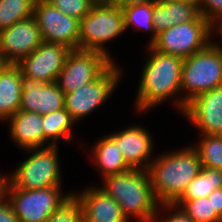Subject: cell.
Returning <instances> with one entry per match:
<instances>
[{
    "label": "cell",
    "instance_id": "1",
    "mask_svg": "<svg viewBox=\"0 0 222 222\" xmlns=\"http://www.w3.org/2000/svg\"><path fill=\"white\" fill-rule=\"evenodd\" d=\"M149 56L145 61L138 93L136 110L147 112L168 98H176L174 104L182 112L181 73L183 59L178 56L165 54L148 46ZM174 96V97H173Z\"/></svg>",
    "mask_w": 222,
    "mask_h": 222
},
{
    "label": "cell",
    "instance_id": "2",
    "mask_svg": "<svg viewBox=\"0 0 222 222\" xmlns=\"http://www.w3.org/2000/svg\"><path fill=\"white\" fill-rule=\"evenodd\" d=\"M201 168L199 155L193 146L154 157L148 171L156 201L159 204L175 203Z\"/></svg>",
    "mask_w": 222,
    "mask_h": 222
},
{
    "label": "cell",
    "instance_id": "3",
    "mask_svg": "<svg viewBox=\"0 0 222 222\" xmlns=\"http://www.w3.org/2000/svg\"><path fill=\"white\" fill-rule=\"evenodd\" d=\"M102 179L104 186L99 188L118 202L128 221L134 217L140 222H153L157 209L164 210L155 199L148 170L129 169Z\"/></svg>",
    "mask_w": 222,
    "mask_h": 222
},
{
    "label": "cell",
    "instance_id": "4",
    "mask_svg": "<svg viewBox=\"0 0 222 222\" xmlns=\"http://www.w3.org/2000/svg\"><path fill=\"white\" fill-rule=\"evenodd\" d=\"M216 43L212 41L204 50L183 59L182 113L196 96L222 86V45Z\"/></svg>",
    "mask_w": 222,
    "mask_h": 222
},
{
    "label": "cell",
    "instance_id": "5",
    "mask_svg": "<svg viewBox=\"0 0 222 222\" xmlns=\"http://www.w3.org/2000/svg\"><path fill=\"white\" fill-rule=\"evenodd\" d=\"M58 146L26 149L32 154L8 177L5 188L38 190L61 185ZM34 151V152H33Z\"/></svg>",
    "mask_w": 222,
    "mask_h": 222
},
{
    "label": "cell",
    "instance_id": "6",
    "mask_svg": "<svg viewBox=\"0 0 222 222\" xmlns=\"http://www.w3.org/2000/svg\"><path fill=\"white\" fill-rule=\"evenodd\" d=\"M126 31L122 9L112 3L95 4L80 20L79 49L97 51L110 58L104 47L106 42Z\"/></svg>",
    "mask_w": 222,
    "mask_h": 222
},
{
    "label": "cell",
    "instance_id": "7",
    "mask_svg": "<svg viewBox=\"0 0 222 222\" xmlns=\"http://www.w3.org/2000/svg\"><path fill=\"white\" fill-rule=\"evenodd\" d=\"M213 28L200 14L194 21L176 24L161 32L151 46L159 52L185 59L212 42Z\"/></svg>",
    "mask_w": 222,
    "mask_h": 222
},
{
    "label": "cell",
    "instance_id": "8",
    "mask_svg": "<svg viewBox=\"0 0 222 222\" xmlns=\"http://www.w3.org/2000/svg\"><path fill=\"white\" fill-rule=\"evenodd\" d=\"M61 186L38 190L5 188L9 200L20 222H44L72 194H63Z\"/></svg>",
    "mask_w": 222,
    "mask_h": 222
},
{
    "label": "cell",
    "instance_id": "9",
    "mask_svg": "<svg viewBox=\"0 0 222 222\" xmlns=\"http://www.w3.org/2000/svg\"><path fill=\"white\" fill-rule=\"evenodd\" d=\"M121 69L112 62L95 80L65 94V109L75 122L108 100L120 82Z\"/></svg>",
    "mask_w": 222,
    "mask_h": 222
},
{
    "label": "cell",
    "instance_id": "10",
    "mask_svg": "<svg viewBox=\"0 0 222 222\" xmlns=\"http://www.w3.org/2000/svg\"><path fill=\"white\" fill-rule=\"evenodd\" d=\"M111 63L107 56L97 51L71 50L56 83L64 94L71 93L95 80Z\"/></svg>",
    "mask_w": 222,
    "mask_h": 222
},
{
    "label": "cell",
    "instance_id": "11",
    "mask_svg": "<svg viewBox=\"0 0 222 222\" xmlns=\"http://www.w3.org/2000/svg\"><path fill=\"white\" fill-rule=\"evenodd\" d=\"M34 17L43 41L79 49L80 20L62 13L47 0H36Z\"/></svg>",
    "mask_w": 222,
    "mask_h": 222
},
{
    "label": "cell",
    "instance_id": "12",
    "mask_svg": "<svg viewBox=\"0 0 222 222\" xmlns=\"http://www.w3.org/2000/svg\"><path fill=\"white\" fill-rule=\"evenodd\" d=\"M43 42L34 16L18 21L0 31V58L6 64H17L33 53Z\"/></svg>",
    "mask_w": 222,
    "mask_h": 222
},
{
    "label": "cell",
    "instance_id": "13",
    "mask_svg": "<svg viewBox=\"0 0 222 222\" xmlns=\"http://www.w3.org/2000/svg\"><path fill=\"white\" fill-rule=\"evenodd\" d=\"M71 49L43 41L39 47L16 65L21 74L43 83L56 82Z\"/></svg>",
    "mask_w": 222,
    "mask_h": 222
},
{
    "label": "cell",
    "instance_id": "14",
    "mask_svg": "<svg viewBox=\"0 0 222 222\" xmlns=\"http://www.w3.org/2000/svg\"><path fill=\"white\" fill-rule=\"evenodd\" d=\"M202 135H222V86L202 93L183 112Z\"/></svg>",
    "mask_w": 222,
    "mask_h": 222
},
{
    "label": "cell",
    "instance_id": "15",
    "mask_svg": "<svg viewBox=\"0 0 222 222\" xmlns=\"http://www.w3.org/2000/svg\"><path fill=\"white\" fill-rule=\"evenodd\" d=\"M119 148L125 163L131 169L148 170L153 151V140L150 133L143 126H131L119 133L107 135ZM151 159V160H150Z\"/></svg>",
    "mask_w": 222,
    "mask_h": 222
},
{
    "label": "cell",
    "instance_id": "16",
    "mask_svg": "<svg viewBox=\"0 0 222 222\" xmlns=\"http://www.w3.org/2000/svg\"><path fill=\"white\" fill-rule=\"evenodd\" d=\"M19 110L46 115L65 108V94L56 82L43 83L21 74Z\"/></svg>",
    "mask_w": 222,
    "mask_h": 222
},
{
    "label": "cell",
    "instance_id": "17",
    "mask_svg": "<svg viewBox=\"0 0 222 222\" xmlns=\"http://www.w3.org/2000/svg\"><path fill=\"white\" fill-rule=\"evenodd\" d=\"M73 194L81 202L83 222H130L118 202L97 186Z\"/></svg>",
    "mask_w": 222,
    "mask_h": 222
},
{
    "label": "cell",
    "instance_id": "18",
    "mask_svg": "<svg viewBox=\"0 0 222 222\" xmlns=\"http://www.w3.org/2000/svg\"><path fill=\"white\" fill-rule=\"evenodd\" d=\"M199 15L197 0L157 1L152 3L153 27L156 35L176 24L194 21Z\"/></svg>",
    "mask_w": 222,
    "mask_h": 222
},
{
    "label": "cell",
    "instance_id": "19",
    "mask_svg": "<svg viewBox=\"0 0 222 222\" xmlns=\"http://www.w3.org/2000/svg\"><path fill=\"white\" fill-rule=\"evenodd\" d=\"M10 123V137L20 149L44 146L42 115L19 110L7 120Z\"/></svg>",
    "mask_w": 222,
    "mask_h": 222
},
{
    "label": "cell",
    "instance_id": "20",
    "mask_svg": "<svg viewBox=\"0 0 222 222\" xmlns=\"http://www.w3.org/2000/svg\"><path fill=\"white\" fill-rule=\"evenodd\" d=\"M21 71L16 64H5L0 70V120H8L19 111Z\"/></svg>",
    "mask_w": 222,
    "mask_h": 222
},
{
    "label": "cell",
    "instance_id": "21",
    "mask_svg": "<svg viewBox=\"0 0 222 222\" xmlns=\"http://www.w3.org/2000/svg\"><path fill=\"white\" fill-rule=\"evenodd\" d=\"M93 162L101 170V177L123 173L131 169L116 144L106 135L98 140L92 149Z\"/></svg>",
    "mask_w": 222,
    "mask_h": 222
},
{
    "label": "cell",
    "instance_id": "22",
    "mask_svg": "<svg viewBox=\"0 0 222 222\" xmlns=\"http://www.w3.org/2000/svg\"><path fill=\"white\" fill-rule=\"evenodd\" d=\"M75 123L65 108L43 115L44 146H58L59 140L63 139L68 143L72 141L74 134L71 129ZM50 139L51 142L47 143ZM46 143L48 145H45Z\"/></svg>",
    "mask_w": 222,
    "mask_h": 222
},
{
    "label": "cell",
    "instance_id": "23",
    "mask_svg": "<svg viewBox=\"0 0 222 222\" xmlns=\"http://www.w3.org/2000/svg\"><path fill=\"white\" fill-rule=\"evenodd\" d=\"M217 188H222V170L202 166L199 174L190 181L178 200L204 198Z\"/></svg>",
    "mask_w": 222,
    "mask_h": 222
},
{
    "label": "cell",
    "instance_id": "24",
    "mask_svg": "<svg viewBox=\"0 0 222 222\" xmlns=\"http://www.w3.org/2000/svg\"><path fill=\"white\" fill-rule=\"evenodd\" d=\"M36 0H0V31L34 16Z\"/></svg>",
    "mask_w": 222,
    "mask_h": 222
},
{
    "label": "cell",
    "instance_id": "25",
    "mask_svg": "<svg viewBox=\"0 0 222 222\" xmlns=\"http://www.w3.org/2000/svg\"><path fill=\"white\" fill-rule=\"evenodd\" d=\"M124 15L125 29L130 26L138 27L139 30L151 32V38L149 45H151L156 39L157 35L153 27V17H152V2L137 4L122 9ZM135 25V26H134Z\"/></svg>",
    "mask_w": 222,
    "mask_h": 222
},
{
    "label": "cell",
    "instance_id": "26",
    "mask_svg": "<svg viewBox=\"0 0 222 222\" xmlns=\"http://www.w3.org/2000/svg\"><path fill=\"white\" fill-rule=\"evenodd\" d=\"M199 143L193 145L202 166L222 170V135H202Z\"/></svg>",
    "mask_w": 222,
    "mask_h": 222
},
{
    "label": "cell",
    "instance_id": "27",
    "mask_svg": "<svg viewBox=\"0 0 222 222\" xmlns=\"http://www.w3.org/2000/svg\"><path fill=\"white\" fill-rule=\"evenodd\" d=\"M175 204L182 207L194 222H222L211 205V193L204 198L177 200Z\"/></svg>",
    "mask_w": 222,
    "mask_h": 222
},
{
    "label": "cell",
    "instance_id": "28",
    "mask_svg": "<svg viewBox=\"0 0 222 222\" xmlns=\"http://www.w3.org/2000/svg\"><path fill=\"white\" fill-rule=\"evenodd\" d=\"M44 222H83L81 202L72 193Z\"/></svg>",
    "mask_w": 222,
    "mask_h": 222
},
{
    "label": "cell",
    "instance_id": "29",
    "mask_svg": "<svg viewBox=\"0 0 222 222\" xmlns=\"http://www.w3.org/2000/svg\"><path fill=\"white\" fill-rule=\"evenodd\" d=\"M62 13L82 20L95 5L91 0H47Z\"/></svg>",
    "mask_w": 222,
    "mask_h": 222
},
{
    "label": "cell",
    "instance_id": "30",
    "mask_svg": "<svg viewBox=\"0 0 222 222\" xmlns=\"http://www.w3.org/2000/svg\"><path fill=\"white\" fill-rule=\"evenodd\" d=\"M199 13L212 25L222 18V0H197Z\"/></svg>",
    "mask_w": 222,
    "mask_h": 222
},
{
    "label": "cell",
    "instance_id": "31",
    "mask_svg": "<svg viewBox=\"0 0 222 222\" xmlns=\"http://www.w3.org/2000/svg\"><path fill=\"white\" fill-rule=\"evenodd\" d=\"M159 207L165 208L167 211H170L169 215L164 217L165 219L160 222H194L192 218H190L187 213L182 209V207L176 205L175 203H165V204H159ZM159 211L157 209L156 216L153 220V222H159L157 218H159ZM171 214V215H170Z\"/></svg>",
    "mask_w": 222,
    "mask_h": 222
},
{
    "label": "cell",
    "instance_id": "32",
    "mask_svg": "<svg viewBox=\"0 0 222 222\" xmlns=\"http://www.w3.org/2000/svg\"><path fill=\"white\" fill-rule=\"evenodd\" d=\"M0 222H20L5 195L0 197Z\"/></svg>",
    "mask_w": 222,
    "mask_h": 222
},
{
    "label": "cell",
    "instance_id": "33",
    "mask_svg": "<svg viewBox=\"0 0 222 222\" xmlns=\"http://www.w3.org/2000/svg\"><path fill=\"white\" fill-rule=\"evenodd\" d=\"M211 205L216 214L222 219V188H217L211 193Z\"/></svg>",
    "mask_w": 222,
    "mask_h": 222
},
{
    "label": "cell",
    "instance_id": "34",
    "mask_svg": "<svg viewBox=\"0 0 222 222\" xmlns=\"http://www.w3.org/2000/svg\"><path fill=\"white\" fill-rule=\"evenodd\" d=\"M149 2H157V0H110V3L116 5L120 9H123L124 7L137 5V4H144Z\"/></svg>",
    "mask_w": 222,
    "mask_h": 222
},
{
    "label": "cell",
    "instance_id": "35",
    "mask_svg": "<svg viewBox=\"0 0 222 222\" xmlns=\"http://www.w3.org/2000/svg\"><path fill=\"white\" fill-rule=\"evenodd\" d=\"M8 177L1 175L0 173V197L4 196L5 193V186L7 183Z\"/></svg>",
    "mask_w": 222,
    "mask_h": 222
},
{
    "label": "cell",
    "instance_id": "36",
    "mask_svg": "<svg viewBox=\"0 0 222 222\" xmlns=\"http://www.w3.org/2000/svg\"><path fill=\"white\" fill-rule=\"evenodd\" d=\"M213 27H215L213 28V30H216V32L218 31V35L220 34V36L222 37V18L217 21Z\"/></svg>",
    "mask_w": 222,
    "mask_h": 222
},
{
    "label": "cell",
    "instance_id": "37",
    "mask_svg": "<svg viewBox=\"0 0 222 222\" xmlns=\"http://www.w3.org/2000/svg\"><path fill=\"white\" fill-rule=\"evenodd\" d=\"M91 1L95 4H105L110 2V0H91Z\"/></svg>",
    "mask_w": 222,
    "mask_h": 222
},
{
    "label": "cell",
    "instance_id": "38",
    "mask_svg": "<svg viewBox=\"0 0 222 222\" xmlns=\"http://www.w3.org/2000/svg\"><path fill=\"white\" fill-rule=\"evenodd\" d=\"M6 63L0 58V70L2 69V67L5 65Z\"/></svg>",
    "mask_w": 222,
    "mask_h": 222
},
{
    "label": "cell",
    "instance_id": "39",
    "mask_svg": "<svg viewBox=\"0 0 222 222\" xmlns=\"http://www.w3.org/2000/svg\"><path fill=\"white\" fill-rule=\"evenodd\" d=\"M157 1H173V0H157Z\"/></svg>",
    "mask_w": 222,
    "mask_h": 222
}]
</instances>
